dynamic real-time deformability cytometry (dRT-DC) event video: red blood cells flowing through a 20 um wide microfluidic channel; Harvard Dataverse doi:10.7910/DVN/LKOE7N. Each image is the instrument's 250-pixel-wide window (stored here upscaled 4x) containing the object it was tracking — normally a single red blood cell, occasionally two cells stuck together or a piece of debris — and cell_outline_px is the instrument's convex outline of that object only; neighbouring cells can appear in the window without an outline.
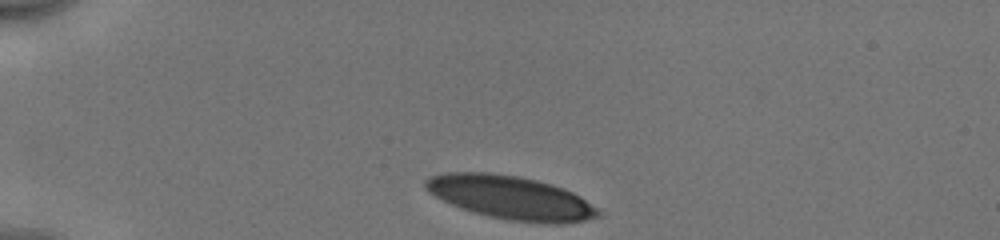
{"species": "human", "species_latin": "Homo sapiens", "temperature_condition": "cold", "stored_images_in_passage": 33, "camera_frame_rate_fps": 3000, "um_per_image_px": 0.085, "donor": {"sex": "male"}, "frame": {"image": 1, "passage_image": 1, "time_ms": 0.0, "image_size_px": [1000, 240], "cell_outline_px": [[600, 216], [584, 220], [560, 224], [548, 224], [512, 220], [488, 216], [460, 208], [428, 192], [424, 188], [424, 180], [428, 176], [448, 172], [488, 172], [516, 176], [536, 180], [564, 188], [580, 196], [596, 208], [600, 212]], "centroid_in_image_um": [43.38, 16.79], "position_along_channel_um": 41.6, "area_um2": 43.52}}
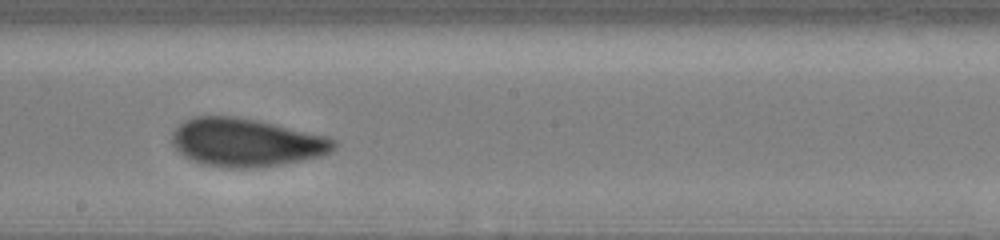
{"frame": {"image": 2, "passage_image": 19, "time_ms": 6.0, "image_size_px": [1000, 240], "cell_outline_px": [[340, 144], [332, 152], [320, 156], [280, 164], [256, 168], [228, 168], [204, 164], [192, 160], [184, 156], [172, 144], [172, 132], [184, 120], [192, 116], [236, 116], [256, 120], [328, 136], [336, 140]], "centroid_in_image_um": [20.94, 12.1], "position_along_channel_um": 227.3, "area_um2": 45.55}}
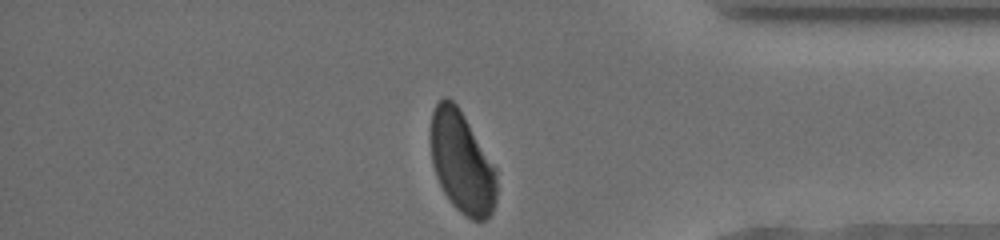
{"frame": {"image": 3, "passage_image": 33, "time_ms": 10.667, "image_size_px": [1000, 240], "cell_outline_px": [[496, 200], [492, 212], [484, 220], [472, 220], [464, 216], [452, 204], [444, 192], [436, 176], [432, 164], [428, 140], [428, 132], [432, 112], [436, 104], [444, 96], [448, 96], [456, 104], [464, 116], [496, 168]], "centroid_in_image_um": [39.21, 13.78], "position_along_channel_um": 396.0, "area_um2": 39.54}, "authors_computed_cell_mechanics": {"area_um2": 45.2574, "velocity_mm_per_s": 3.9472, "shape_relaxation_time_tau1_ms": 3.0919, "shape_relaxation_time_tau2_ms": 0.9759, "deformation_change_tau1": 0.1357, "deformation_change_tau2": 0.0718}}